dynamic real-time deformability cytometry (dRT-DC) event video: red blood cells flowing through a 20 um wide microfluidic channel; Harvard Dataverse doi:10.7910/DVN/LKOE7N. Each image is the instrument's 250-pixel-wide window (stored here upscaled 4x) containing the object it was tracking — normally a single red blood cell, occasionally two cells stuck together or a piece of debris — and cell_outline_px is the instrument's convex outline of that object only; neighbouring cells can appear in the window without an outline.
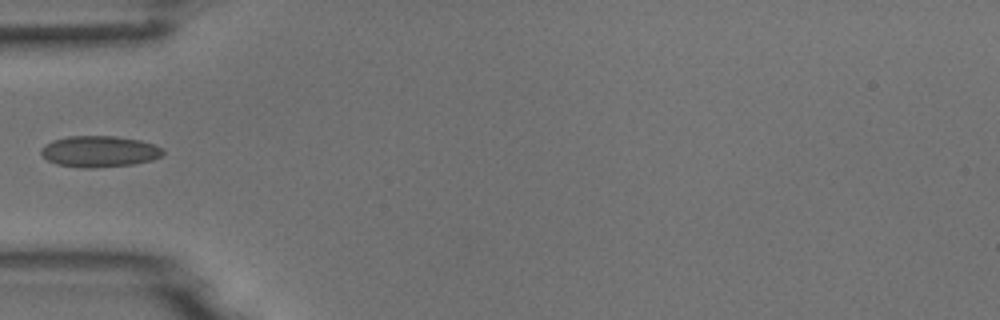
{"species": "common noctule bat (a hibernating species)", "species_latin": "Nyctalus noctula", "temperature_condition": "room temperature", "stored_images_in_passage": 5, "camera_frame_rate_fps": 3000, "um_per_image_px": 0.085, "animal": {"sex": "male", "body_mass_g": 18.8}, "frame": {"image": 1, "passage_image": 5, "time_ms": 1.333, "image_size_px": [1000, 320], "cell_outline_px": [[164, 152], [160, 156], [152, 160], [132, 164], [92, 168], [80, 168], [56, 164], [48, 160], [40, 152], [40, 148], [44, 144], [52, 140], [68, 136], [116, 136], [140, 140], [164, 148]], "centroid_in_image_um": [8.42, 12.87], "position_along_channel_um": 76.6, "area_um2": 22.25}}